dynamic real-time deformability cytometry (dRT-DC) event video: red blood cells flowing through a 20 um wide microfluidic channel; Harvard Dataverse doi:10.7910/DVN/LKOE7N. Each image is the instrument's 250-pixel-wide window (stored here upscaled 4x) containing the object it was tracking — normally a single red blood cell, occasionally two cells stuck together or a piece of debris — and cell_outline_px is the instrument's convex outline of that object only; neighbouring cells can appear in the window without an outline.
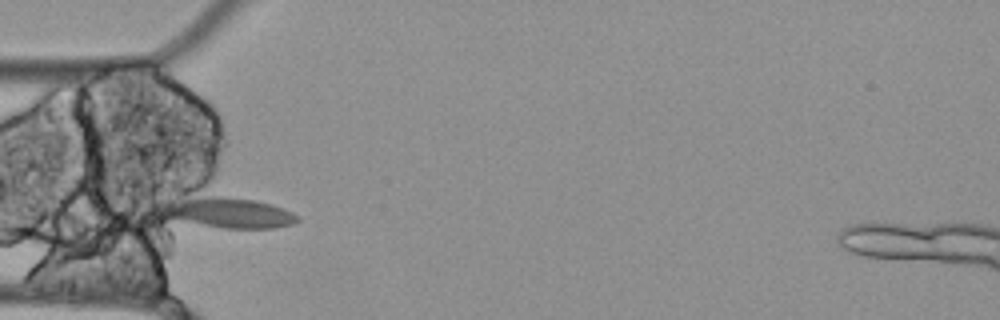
{"species": "Egyptian fruit bat (a non-hibernating species)", "species_latin": "Rousettus aegyptiacus", "temperature_condition": "cold", "stored_images_in_passage": 34, "segment_of_instrument_passage": [1, 2], "camera_frame_rate_fps": 3000, "um_per_image_px": 0.085, "animal": {"sex": "female"}, "frame": {"image": 1, "passage_image": 1, "time_ms": 0.0, "image_size_px": [1000, 320], "cell_outline_px": [[300, 220], [292, 224], [276, 228], [220, 228], [184, 220], [168, 216], [160, 208], [160, 204], [168, 200], [256, 200], [292, 212], [300, 216]], "centroid_in_image_um": [19.55, 18.15], "position_along_channel_um": 65.5, "area_um2": 22.14}}